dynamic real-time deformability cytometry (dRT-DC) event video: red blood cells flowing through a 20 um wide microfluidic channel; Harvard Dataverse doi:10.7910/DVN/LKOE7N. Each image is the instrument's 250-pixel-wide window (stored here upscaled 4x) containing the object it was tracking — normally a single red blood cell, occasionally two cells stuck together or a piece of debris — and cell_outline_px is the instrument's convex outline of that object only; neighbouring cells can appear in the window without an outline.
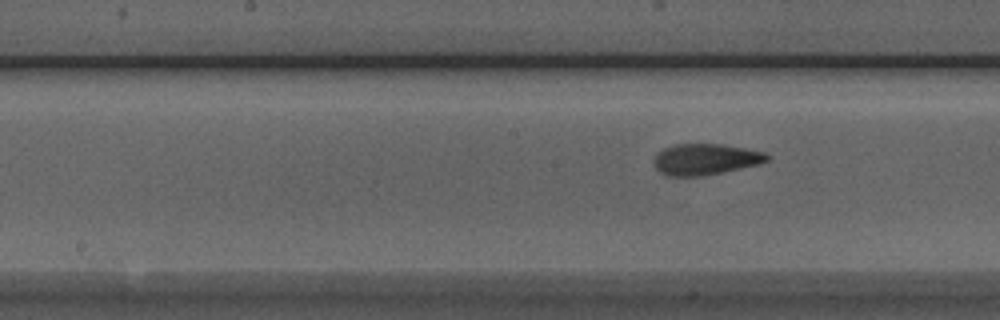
{"species": "Egyptian fruit bat (a non-hibernating species)", "species_latin": "Rousettus aegyptiacus", "temperature_condition": "room temperature", "stored_images_in_passage": 6, "camera_frame_rate_fps": 3000, "um_per_image_px": 0.085, "animal": {"sex": "male"}, "frame": {"image": 1, "passage_image": 6, "time_ms": 6.0, "image_size_px": [1000, 320], "cell_outline_px": [[772, 156], [768, 160], [760, 164], [700, 176], [664, 176], [656, 168], [652, 160], [656, 152], [672, 144], [720, 144], [744, 148], [764, 152]], "centroid_in_image_um": [59.91, 13.53], "position_along_channel_um": 188.3, "area_um2": 20.63}}